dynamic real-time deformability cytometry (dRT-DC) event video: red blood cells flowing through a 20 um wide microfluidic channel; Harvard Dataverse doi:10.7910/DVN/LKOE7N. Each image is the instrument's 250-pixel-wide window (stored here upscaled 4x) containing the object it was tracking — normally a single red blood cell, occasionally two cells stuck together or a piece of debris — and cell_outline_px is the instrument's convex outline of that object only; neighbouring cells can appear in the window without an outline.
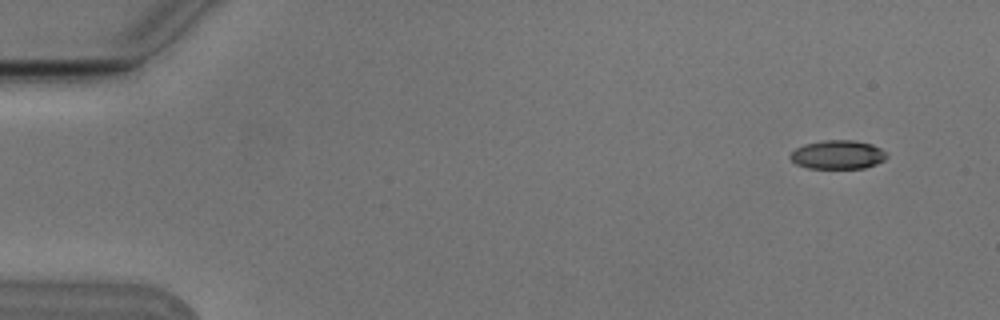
{"species": "Egyptian fruit bat (a non-hibernating species)", "species_latin": "Rousettus aegyptiacus", "temperature_condition": "cold", "stored_images_in_passage": 7, "camera_frame_rate_fps": 3000, "um_per_image_px": 0.085, "animal": {"sex": "male"}, "frame": {"image": 1, "passage_image": 1, "time_ms": 0.0, "image_size_px": [1000, 320], "cell_outline_px": [[888, 156], [884, 160], [876, 164], [864, 168], [808, 168], [796, 164], [788, 156], [796, 148], [804, 144], [824, 140], [852, 140], [872, 144], [880, 148]], "centroid_in_image_um": [71.2, 13.15], "position_along_channel_um": 13.8, "area_um2": 16.13}}
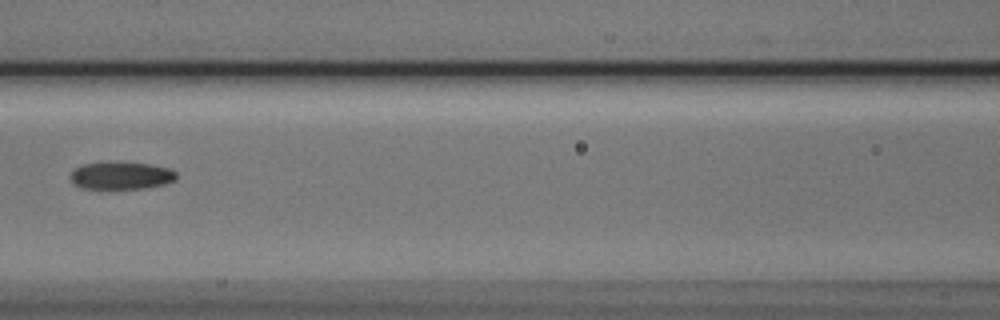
{"frame": {"image": 2, "passage_image": 7, "time_ms": 2.0, "image_size_px": [1000, 320], "cell_outline_px": [[176, 180], [164, 184], [144, 188], [80, 188], [72, 184], [68, 176], [72, 168], [80, 164], [148, 164], [168, 168], [176, 172]], "centroid_in_image_um": [10.22, 14.95], "position_along_channel_um": 156.4, "area_um2": 16.59}}